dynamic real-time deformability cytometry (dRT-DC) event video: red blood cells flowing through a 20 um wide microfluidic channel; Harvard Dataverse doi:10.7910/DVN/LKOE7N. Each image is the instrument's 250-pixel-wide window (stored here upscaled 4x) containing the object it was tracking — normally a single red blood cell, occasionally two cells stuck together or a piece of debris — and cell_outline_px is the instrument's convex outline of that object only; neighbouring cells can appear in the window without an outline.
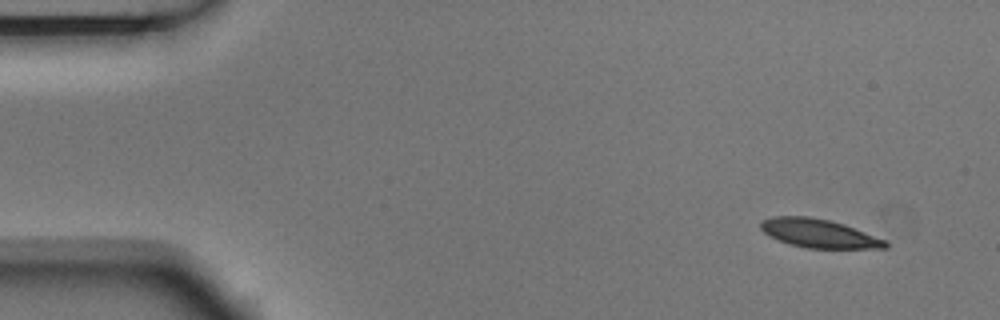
{"species": "Egyptian fruit bat (a non-hibernating species)", "species_latin": "Rousettus aegyptiacus", "temperature_condition": "room temperature", "stored_images_in_passage": 4, "camera_frame_rate_fps": 3000, "um_per_image_px": 0.085, "animal": {"sex": "male"}, "frame": {"image": 1, "passage_image": 1, "time_ms": 0.0, "image_size_px": [1000, 320], "cell_outline_px": [[888, 248], [808, 248], [788, 244], [768, 236], [760, 228], [760, 224], [764, 220], [772, 216], [808, 216], [828, 220], [844, 224], [888, 240]], "centroid_in_image_um": [69.62, 19.84], "position_along_channel_um": 15.4, "area_um2": 20.87}}
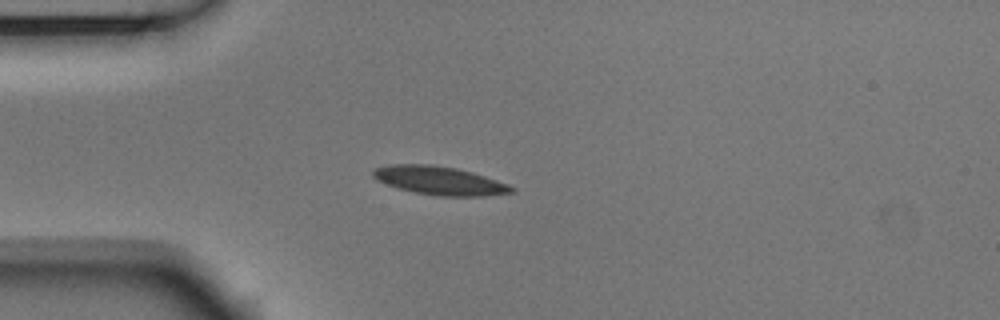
{"frame": {"image": 2, "passage_image": 3, "time_ms": 0.667, "image_size_px": [1000, 320], "cell_outline_px": [[516, 192], [484, 196], [440, 196], [416, 192], [396, 188], [376, 180], [372, 176], [372, 172], [376, 168], [388, 164], [432, 164], [456, 168], [472, 172], [508, 184], [516, 188]], "centroid_in_image_um": [37.35, 15.35], "position_along_channel_um": 47.6, "area_um2": 23.06}}